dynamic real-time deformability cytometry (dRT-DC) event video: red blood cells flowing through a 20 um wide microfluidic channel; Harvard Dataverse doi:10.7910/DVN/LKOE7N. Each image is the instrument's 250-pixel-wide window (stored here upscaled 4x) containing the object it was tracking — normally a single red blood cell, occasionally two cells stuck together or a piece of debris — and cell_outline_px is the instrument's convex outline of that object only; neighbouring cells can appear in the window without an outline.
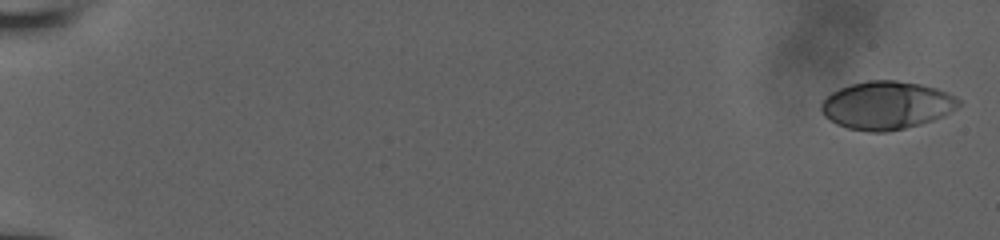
{"species": "human", "species_latin": "Homo sapiens", "temperature_condition": "room temperature", "stored_images_in_passage": 9, "camera_frame_rate_fps": 3000, "um_per_image_px": 0.085, "donor": {"sex": "male"}, "frame": {"image": 1, "passage_image": 1, "time_ms": 0.0, "image_size_px": [1000, 240], "cell_outline_px": [[960, 104], [956, 108], [932, 120], [920, 124], [888, 132], [868, 132], [848, 128], [836, 124], [824, 116], [820, 108], [820, 104], [824, 96], [840, 88], [852, 84], [868, 80], [896, 80], [920, 84], [936, 88], [948, 92], [960, 100]], "centroid_in_image_um": [75.31, 8.95], "position_along_channel_um": 9.7, "area_um2": 38.49}}
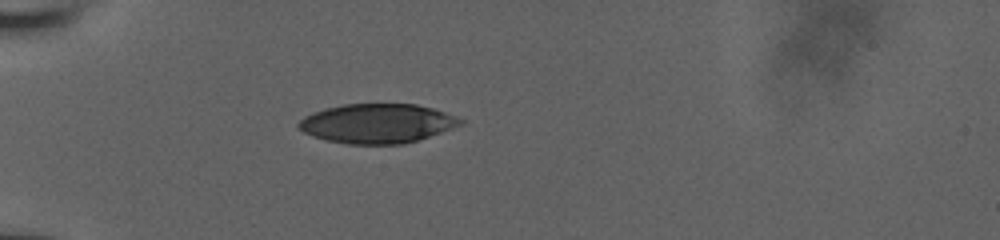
{"frame": {"image": 2, "passage_image": 6, "time_ms": 6.0, "image_size_px": [1000, 240], "cell_outline_px": [[464, 124], [404, 144], [348, 144], [328, 140], [312, 136], [304, 132], [296, 124], [304, 116], [312, 112], [324, 108], [344, 104], [416, 104], [432, 108], [444, 112], [464, 120]], "centroid_in_image_um": [32.04, 10.49], "position_along_channel_um": 53.0, "area_um2": 36.93}}
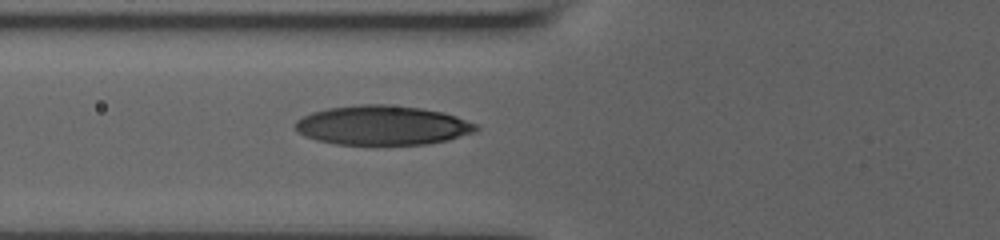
{"frame": {"image": 3, "passage_image": 9, "time_ms": 7.667, "image_size_px": [1000, 240], "cell_outline_px": [[480, 128], [476, 132], [448, 140], [428, 144], [336, 144], [316, 140], [304, 136], [296, 132], [296, 120], [312, 112], [328, 108], [360, 104], [388, 104], [420, 108], [440, 112], [456, 116], [476, 124]], "centroid_in_image_um": [32.5, 10.65], "position_along_channel_um": 93.3, "area_um2": 41.5}}